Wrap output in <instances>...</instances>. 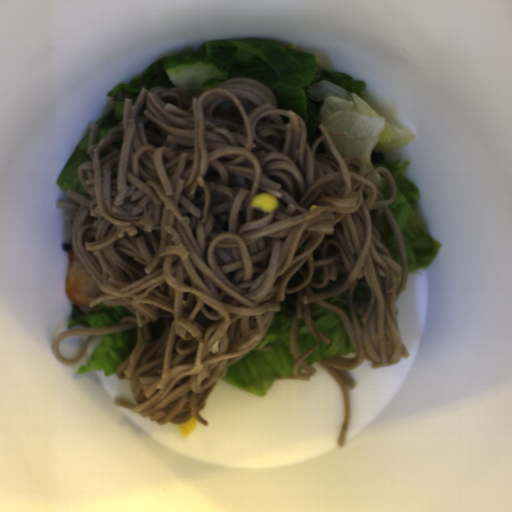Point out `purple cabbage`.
I'll use <instances>...</instances> for the list:
<instances>
[{
    "instance_id": "1",
    "label": "purple cabbage",
    "mask_w": 512,
    "mask_h": 512,
    "mask_svg": "<svg viewBox=\"0 0 512 512\" xmlns=\"http://www.w3.org/2000/svg\"><path fill=\"white\" fill-rule=\"evenodd\" d=\"M71 246H72V244L63 242L61 249H62V251H65L70 254Z\"/></svg>"
}]
</instances>
